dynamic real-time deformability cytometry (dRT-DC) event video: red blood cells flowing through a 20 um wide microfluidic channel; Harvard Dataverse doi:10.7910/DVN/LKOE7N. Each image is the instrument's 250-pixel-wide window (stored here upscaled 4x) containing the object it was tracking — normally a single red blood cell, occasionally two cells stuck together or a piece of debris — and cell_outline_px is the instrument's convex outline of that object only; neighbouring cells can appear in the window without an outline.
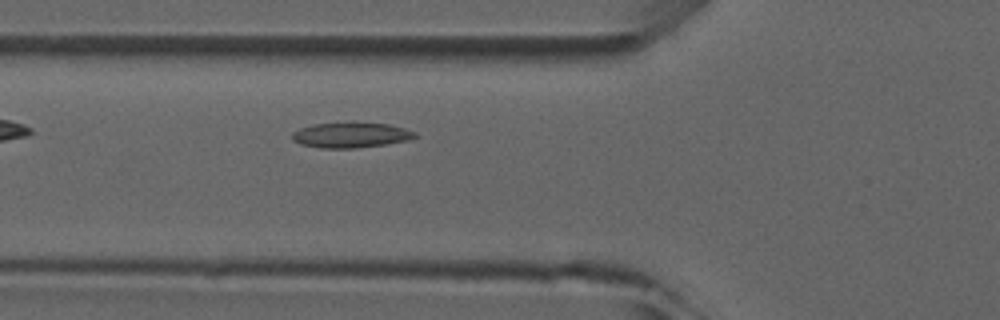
{"species": "common noctule bat (a hibernating species)", "species_latin": "Nyctalus noctula", "temperature_condition": "room temperature", "stored_images_in_passage": 3, "camera_frame_rate_fps": 3000, "um_per_image_px": 0.085, "animal": {"sex": "male", "forearm_length_mm": 52.5}, "frame": {"image": 1, "passage_image": 3, "time_ms": 3.333, "image_size_px": [1000, 320], "cell_outline_px": [[416, 136], [408, 140], [384, 144], [356, 148], [320, 148], [300, 144], [292, 140], [292, 132], [300, 128], [312, 124], [352, 120], [388, 124], [404, 128], [416, 132]], "centroid_in_image_um": [29.78, 11.44], "position_along_channel_um": 96.0, "area_um2": 18.67}}